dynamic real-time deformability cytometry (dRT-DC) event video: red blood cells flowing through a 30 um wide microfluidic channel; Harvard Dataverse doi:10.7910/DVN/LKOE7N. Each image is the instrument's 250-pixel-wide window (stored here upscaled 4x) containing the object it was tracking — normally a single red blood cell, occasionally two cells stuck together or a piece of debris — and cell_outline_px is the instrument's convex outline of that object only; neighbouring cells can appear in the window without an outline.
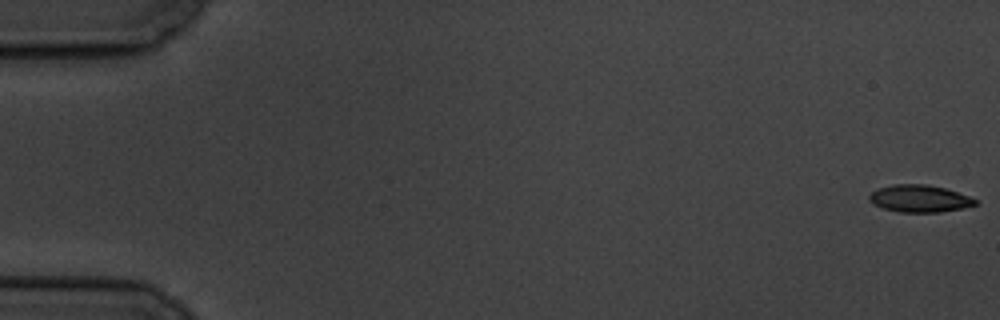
{"species": "common noctule bat (a hibernating species)", "species_latin": "Nyctalus noctula", "temperature_condition": "cold", "stored_images_in_passage": 5, "segment_of_instrument_passage": [2, 2], "camera_frame_rate_fps": 3000, "um_per_image_px": 0.085, "animal": {"sex": "male", "body_mass_g": 19.5, "forearm_length_mm": 54.6}, "frame": {"image": 1, "passage_image": 5, "time_ms": 4.667, "image_size_px": [1000, 320], "cell_outline_px": [[980, 204], [964, 208], [940, 212], [900, 212], [884, 208], [872, 204], [868, 200], [868, 196], [876, 188], [892, 184], [924, 184], [944, 188], [980, 200]], "centroid_in_image_um": [78.17, 16.88], "position_along_channel_um": 6.8, "area_um2": 16.99}}